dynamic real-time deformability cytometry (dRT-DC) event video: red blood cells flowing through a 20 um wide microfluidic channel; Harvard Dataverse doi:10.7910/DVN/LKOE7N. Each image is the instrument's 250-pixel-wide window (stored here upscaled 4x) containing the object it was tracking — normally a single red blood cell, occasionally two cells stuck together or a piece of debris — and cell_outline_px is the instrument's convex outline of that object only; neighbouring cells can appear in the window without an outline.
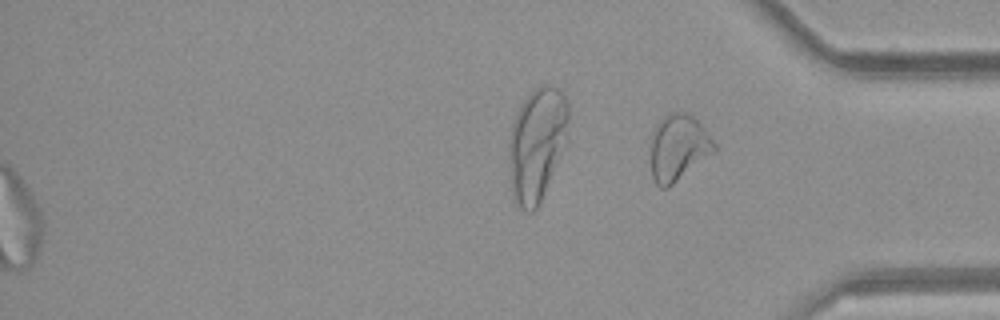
{"species": "common noctule bat (a hibernating species)", "species_latin": "Nyctalus noctula", "temperature_condition": "room temperature", "stored_images_in_passage": 43, "segment_of_instrument_passage": [2, 2], "camera_frame_rate_fps": 3000, "um_per_image_px": 0.085, "animal": {"sex": "female", "body_mass_g": 21.9}, "frame": {"image": 1, "passage_image": 43, "time_ms": 14.0, "image_size_px": [1000, 320], "cell_outline_px": [[716, 152], [668, 188], [660, 188], [656, 184], [652, 176], [652, 132], [660, 120], [664, 116], [672, 112], [688, 112], [704, 128], [716, 144]], "centroid_in_image_um": [57.68, 12.56], "position_along_channel_um": 377.5, "area_um2": 24.51}}